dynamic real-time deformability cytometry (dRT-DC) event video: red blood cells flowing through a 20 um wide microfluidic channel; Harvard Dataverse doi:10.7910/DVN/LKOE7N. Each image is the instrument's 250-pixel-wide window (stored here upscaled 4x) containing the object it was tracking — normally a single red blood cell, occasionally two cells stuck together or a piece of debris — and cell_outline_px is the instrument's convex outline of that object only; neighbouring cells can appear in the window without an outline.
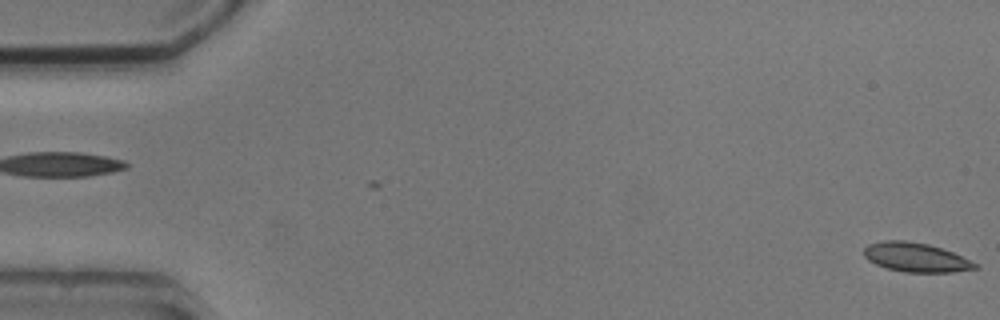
{"species": "common noctule bat (a hibernating species)", "species_latin": "Nyctalus noctula", "temperature_condition": "cold", "stored_images_in_passage": 5, "segment_of_instrument_passage": [2, 2], "camera_frame_rate_fps": 3000, "um_per_image_px": 0.085, "animal": {"sex": "male", "body_mass_g": 20.5, "forearm_length_mm": 52.5}, "frame": {"image": 1, "passage_image": 5, "time_ms": 5.667, "image_size_px": [1000, 320], "cell_outline_px": [[980, 268], [952, 272], [904, 272], [888, 268], [876, 264], [868, 260], [864, 256], [864, 248], [868, 244], [884, 240], [908, 240], [928, 244], [952, 252], [980, 264]], "centroid_in_image_um": [77.87, 21.87], "position_along_channel_um": 7.1, "area_um2": 18.96}}